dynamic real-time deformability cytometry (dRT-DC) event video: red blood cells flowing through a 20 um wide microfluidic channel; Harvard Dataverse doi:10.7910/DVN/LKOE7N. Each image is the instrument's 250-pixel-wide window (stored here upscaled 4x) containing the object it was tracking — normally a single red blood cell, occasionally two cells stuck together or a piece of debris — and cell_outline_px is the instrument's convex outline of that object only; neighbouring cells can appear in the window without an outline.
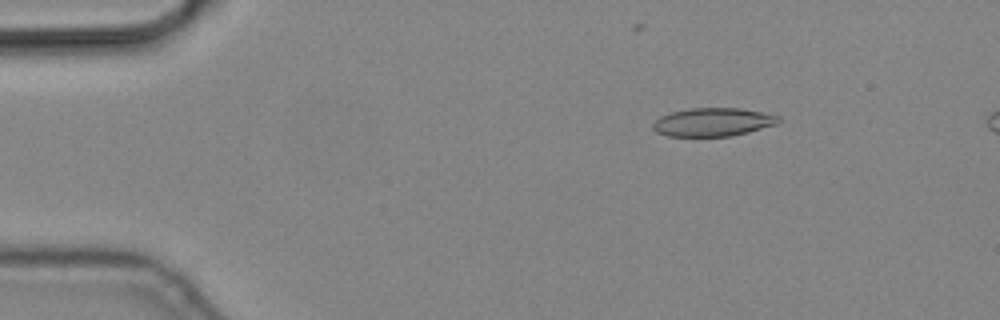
{"species": "common noctule bat (a hibernating species)", "species_latin": "Nyctalus noctula", "temperature_condition": "cold", "stored_images_in_passage": 7, "camera_frame_rate_fps": 3000, "um_per_image_px": 0.085, "animal": {"sex": "male", "body_mass_g": 19.2, "forearm_length_mm": 51.8}, "frame": {"image": 1, "passage_image": 3, "time_ms": 0.667, "image_size_px": [1000, 320], "cell_outline_px": [[780, 120], [776, 124], [748, 132], [732, 136], [668, 136], [656, 132], [652, 128], [652, 124], [660, 116], [672, 112], [688, 108], [740, 108], [780, 116]], "centroid_in_image_um": [60.57, 10.38], "position_along_channel_um": 24.4, "area_um2": 20.69}}
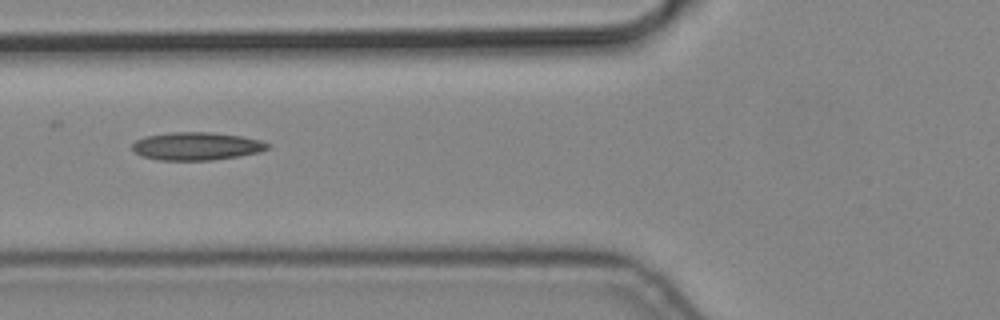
{"frame": {"image": 2, "passage_image": 7, "time_ms": 2.0, "image_size_px": [1000, 320], "cell_outline_px": [[272, 144], [268, 148], [260, 152], [240, 156], [212, 160], [160, 160], [140, 156], [132, 148], [132, 144], [136, 140], [144, 136], [172, 132], [208, 132], [240, 136], [260, 140]], "centroid_in_image_um": [16.7, 12.42], "position_along_channel_um": 109.1, "area_um2": 22.08}}